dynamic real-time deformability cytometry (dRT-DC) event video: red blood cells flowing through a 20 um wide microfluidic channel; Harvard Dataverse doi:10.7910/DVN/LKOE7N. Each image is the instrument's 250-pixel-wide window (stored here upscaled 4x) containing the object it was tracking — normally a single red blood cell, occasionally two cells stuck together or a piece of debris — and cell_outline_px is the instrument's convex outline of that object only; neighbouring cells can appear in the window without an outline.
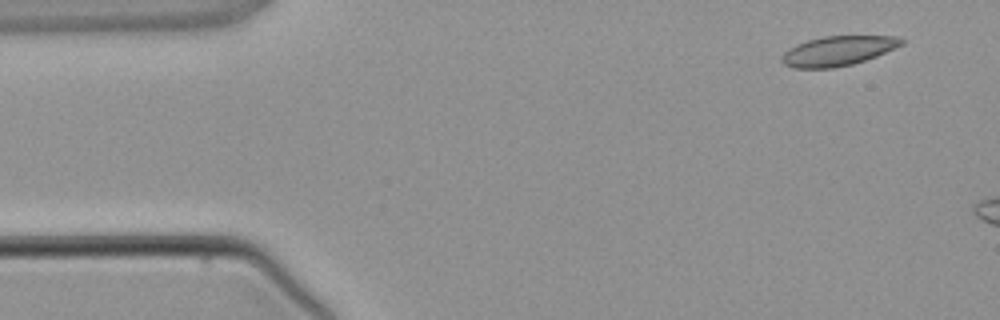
{"species": "common noctule bat (a hibernating species)", "species_latin": "Nyctalus noctula", "temperature_condition": "warm", "stored_images_in_passage": 4, "camera_frame_rate_fps": 3000, "um_per_image_px": 0.085, "animal": {"sex": "male", "body_mass_g": 21.5, "forearm_length_mm": 52.0}, "frame": {"image": 1, "passage_image": 1, "time_ms": 0.0, "image_size_px": [1000, 320], "cell_outline_px": [[904, 44], [876, 56], [852, 64], [832, 68], [792, 68], [784, 64], [780, 60], [780, 56], [788, 48], [796, 44], [808, 40], [824, 36], [896, 36], [904, 40]], "centroid_in_image_um": [71.18, 4.32], "position_along_channel_um": 13.8, "area_um2": 20.69}}